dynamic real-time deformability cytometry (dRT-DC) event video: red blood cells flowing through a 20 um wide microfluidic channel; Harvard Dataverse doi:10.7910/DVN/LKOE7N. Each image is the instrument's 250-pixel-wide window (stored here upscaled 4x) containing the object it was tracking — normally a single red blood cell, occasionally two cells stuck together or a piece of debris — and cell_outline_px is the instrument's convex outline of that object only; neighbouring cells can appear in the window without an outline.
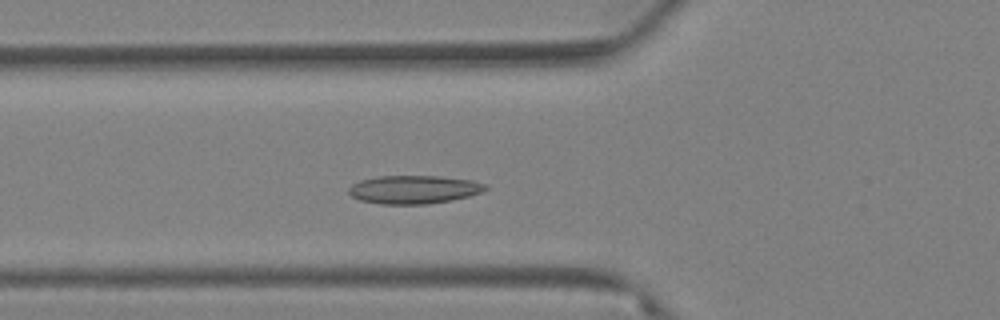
{"species": "Egyptian fruit bat (a non-hibernating species)", "species_latin": "Rousettus aegyptiacus", "temperature_condition": "warm", "stored_images_in_passage": 64, "camera_frame_rate_fps": 3000, "um_per_image_px": 0.085, "animal": {"sex": "female"}, "frame": {"image": 1, "passage_image": 21, "time_ms": 6.667, "image_size_px": [1000, 320], "cell_outline_px": [[488, 188], [484, 192], [452, 200], [428, 204], [380, 204], [360, 200], [352, 196], [348, 192], [348, 188], [352, 184], [360, 180], [380, 176], [440, 176], [472, 180], [488, 184]], "centroid_in_image_um": [35.21, 16.11], "position_along_channel_um": 90.6, "area_um2": 22.72}}
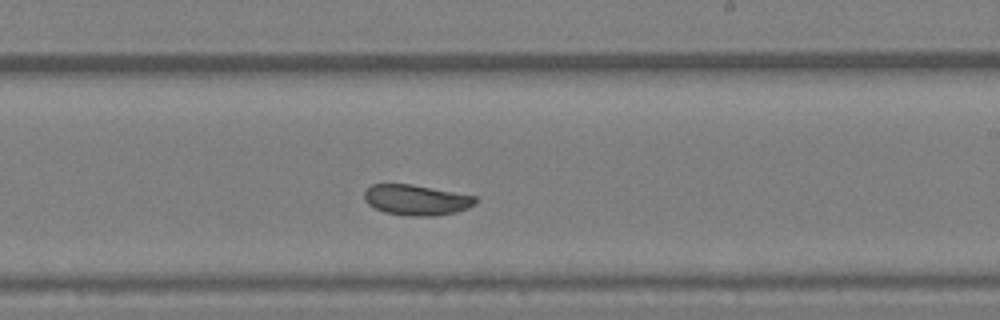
{"frame": {"image": 2, "passage_image": 37, "time_ms": 12.0, "image_size_px": [1000, 320], "cell_outline_px": [[476, 204], [468, 208], [456, 212], [436, 216], [412, 216], [384, 212], [368, 204], [364, 196], [364, 192], [372, 184], [412, 184], [476, 196]], "centroid_in_image_um": [35.41, 16.99], "position_along_channel_um": 253.6, "area_um2": 19.71}}
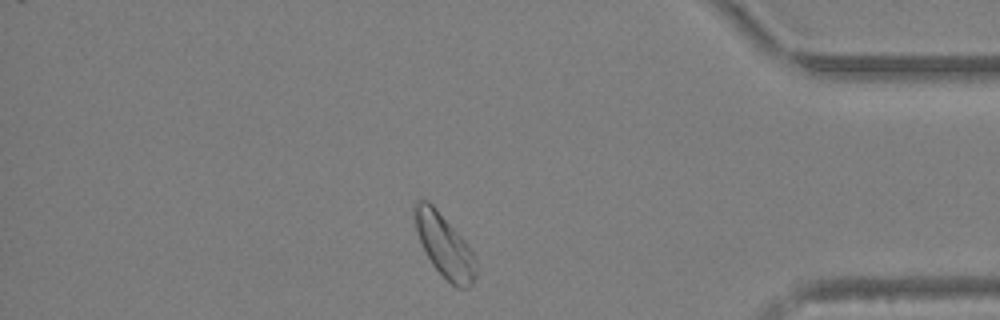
{"frame": {"image": 3, "passage_image": 54, "time_ms": 17.667, "image_size_px": [1000, 320], "cell_outline_px": [[476, 276], [472, 284], [468, 288], [456, 288], [432, 264], [416, 232], [412, 208], [416, 200], [428, 200], [436, 208], [464, 240], [472, 252], [476, 272]], "centroid_in_image_um": [37.74, 20.85], "position_along_channel_um": 397.5, "area_um2": 22.08}, "authors_computed_cell_mechanics": {"area_um2": 21.9929, "velocity_mm_per_s": 3.0603, "shape_relaxation_time_tau1_ms": 7.3181, "shape_relaxation_time_tau2_ms": 2.3748, "deformation_change_tau1": 0.1305, "deformation_change_tau2": 0.052}}